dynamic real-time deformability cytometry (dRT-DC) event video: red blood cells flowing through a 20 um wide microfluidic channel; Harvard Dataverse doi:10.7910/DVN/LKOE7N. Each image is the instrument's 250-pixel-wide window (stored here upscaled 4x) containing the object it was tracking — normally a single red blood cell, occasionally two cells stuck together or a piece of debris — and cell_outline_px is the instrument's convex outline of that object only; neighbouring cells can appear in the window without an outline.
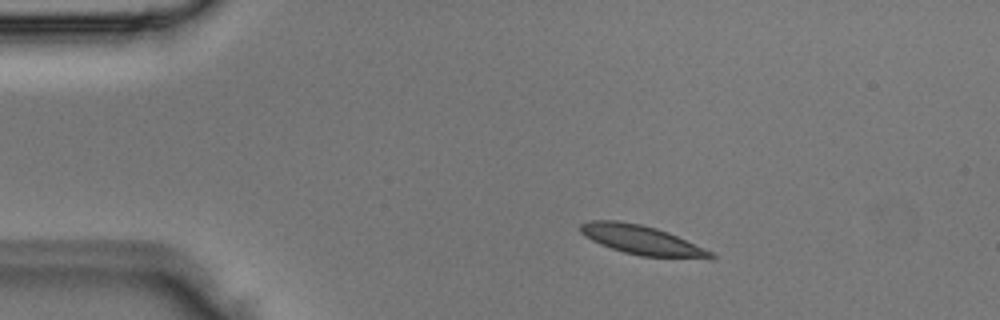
{"species": "Egyptian fruit bat (a non-hibernating species)", "species_latin": "Rousettus aegyptiacus", "temperature_condition": "room temperature", "stored_images_in_passage": 2, "camera_frame_rate_fps": 3000, "um_per_image_px": 0.085, "animal": {"sex": "male"}, "frame": {"image": 1, "passage_image": 1, "time_ms": 0.0, "image_size_px": [1000, 320], "cell_outline_px": [[716, 256], [712, 260], [708, 260], [640, 256], [624, 252], [600, 244], [584, 236], [580, 232], [580, 224], [592, 220], [616, 220], [640, 224], [656, 228], [668, 232], [712, 252]], "centroid_in_image_um": [54.6, 20.43], "position_along_channel_um": 30.4, "area_um2": 22.37}}